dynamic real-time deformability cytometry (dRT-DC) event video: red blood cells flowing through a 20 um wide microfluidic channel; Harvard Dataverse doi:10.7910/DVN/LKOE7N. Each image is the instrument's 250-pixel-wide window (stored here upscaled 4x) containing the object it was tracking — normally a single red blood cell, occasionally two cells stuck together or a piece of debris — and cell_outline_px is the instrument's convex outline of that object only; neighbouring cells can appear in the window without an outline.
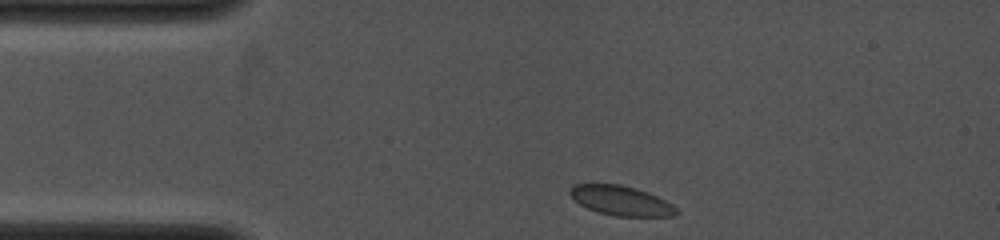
{"species": "common noctule bat (a hibernating species)", "species_latin": "Nyctalus noctula", "temperature_condition": "cold", "stored_images_in_passage": 9, "camera_frame_rate_fps": 4000, "um_per_image_px": 0.085, "animal": {"sex": "female", "body_mass_g": 19.0, "forearm_length_mm": 53.3}, "frame": {"image": 1, "passage_image": 1, "time_ms": 0.0, "image_size_px": [1000, 240], "cell_outline_px": [[680, 212], [676, 216], [616, 216], [600, 212], [588, 208], [580, 204], [568, 192], [576, 184], [620, 184], [636, 188], [648, 192], [672, 204]], "centroid_in_image_um": [52.84, 17.05], "position_along_channel_um": 32.2, "area_um2": 18.15}}
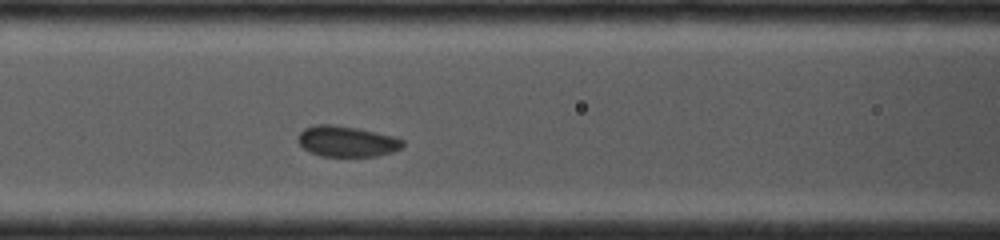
{"frame": {"image": 2, "passage_image": 6, "time_ms": 3.25, "image_size_px": [1000, 240], "cell_outline_px": [[404, 148], [392, 152], [376, 156], [320, 156], [308, 152], [296, 140], [296, 136], [304, 128], [316, 124], [332, 124], [356, 128], [376, 132], [392, 136], [404, 140]], "centroid_in_image_um": [29.45, 12.02], "position_along_channel_um": 137.1, "area_um2": 18.96}}
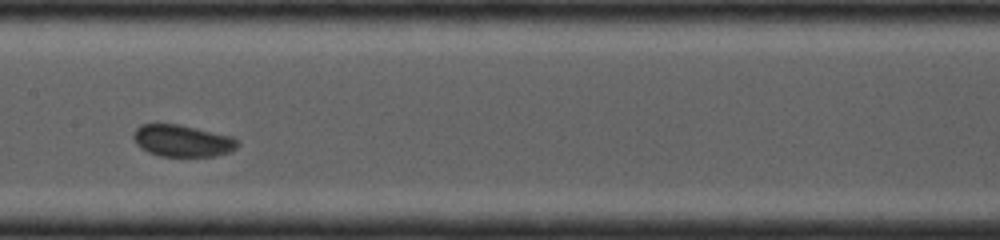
{"frame": {"image": 3, "passage_image": 8, "time_ms": 4.5, "image_size_px": [1000, 240], "cell_outline_px": [[240, 144], [232, 152], [216, 156], [160, 156], [148, 152], [140, 148], [136, 144], [132, 136], [132, 132], [140, 124], [180, 124], [232, 136]], "centroid_in_image_um": [15.49, 11.96], "position_along_channel_um": 191.9, "area_um2": 19.59}}